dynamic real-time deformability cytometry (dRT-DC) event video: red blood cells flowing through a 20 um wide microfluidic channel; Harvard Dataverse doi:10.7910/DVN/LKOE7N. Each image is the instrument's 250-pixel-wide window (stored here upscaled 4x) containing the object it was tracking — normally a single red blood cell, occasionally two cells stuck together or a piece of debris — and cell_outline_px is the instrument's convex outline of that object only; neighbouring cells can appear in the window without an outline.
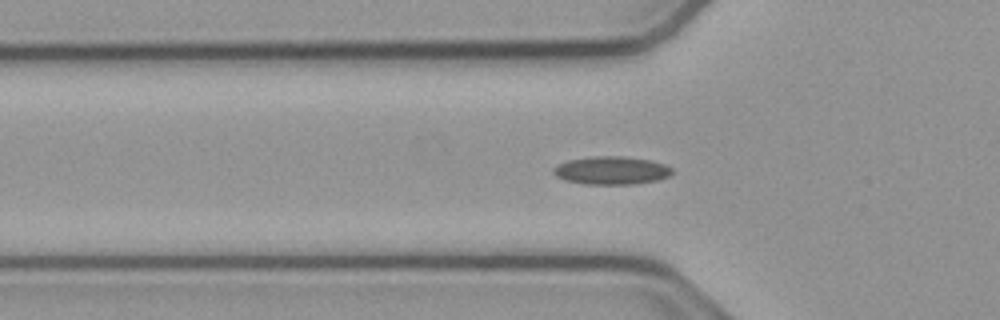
{"species": "common noctule bat (a hibernating species)", "species_latin": "Nyctalus noctula", "temperature_condition": "cold", "stored_images_in_passage": 39, "camera_frame_rate_fps": 3000, "um_per_image_px": 0.085, "animal": {"sex": "male", "body_mass_g": 23.1, "forearm_length_mm": 52.7}, "frame": {"image": 1, "passage_image": 2, "time_ms": 0.333, "image_size_px": [1000, 320], "cell_outline_px": [[672, 172], [668, 176], [656, 180], [632, 184], [584, 184], [564, 180], [556, 176], [552, 172], [552, 168], [568, 160], [592, 156], [624, 156], [652, 160], [664, 164], [672, 168]], "centroid_in_image_um": [51.95, 14.48], "position_along_channel_um": 73.9, "area_um2": 19.42}}
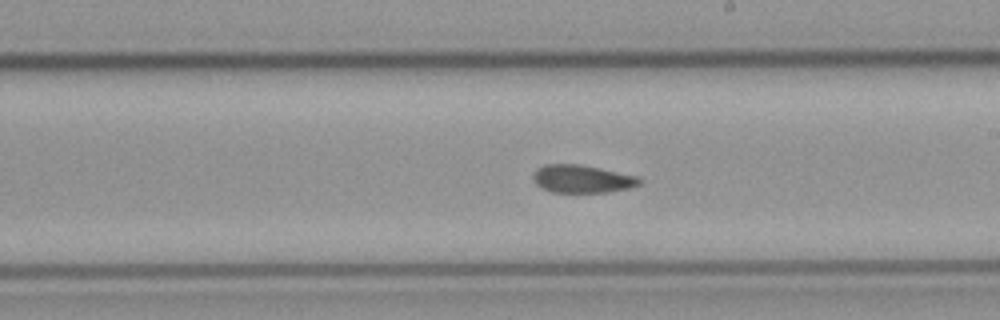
{"frame": {"image": 2, "passage_image": 15, "time_ms": 4.667, "image_size_px": [1000, 320], "cell_outline_px": [[640, 184], [628, 188], [608, 192], [552, 192], [540, 188], [536, 184], [532, 176], [536, 168], [544, 164], [580, 164], [600, 168], [636, 176], [640, 180]], "centroid_in_image_um": [49.41, 15.2], "position_along_channel_um": 239.6, "area_um2": 17.22}}
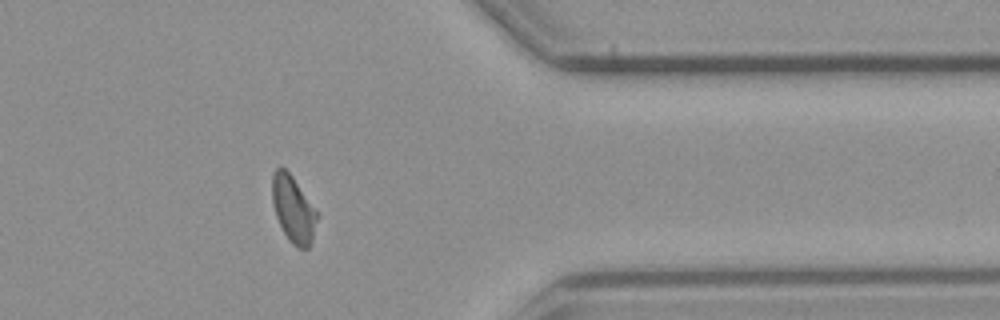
{"frame": {"image": 3, "passage_image": 28, "time_ms": 9.0, "image_size_px": [1000, 320], "cell_outline_px": [[320, 212], [312, 240], [308, 248], [300, 248], [292, 244], [288, 240], [276, 216], [272, 200], [272, 172], [280, 164], [292, 176]], "centroid_in_image_um": [24.95, 17.75], "position_along_channel_um": 386.4, "area_um2": 17.74}}